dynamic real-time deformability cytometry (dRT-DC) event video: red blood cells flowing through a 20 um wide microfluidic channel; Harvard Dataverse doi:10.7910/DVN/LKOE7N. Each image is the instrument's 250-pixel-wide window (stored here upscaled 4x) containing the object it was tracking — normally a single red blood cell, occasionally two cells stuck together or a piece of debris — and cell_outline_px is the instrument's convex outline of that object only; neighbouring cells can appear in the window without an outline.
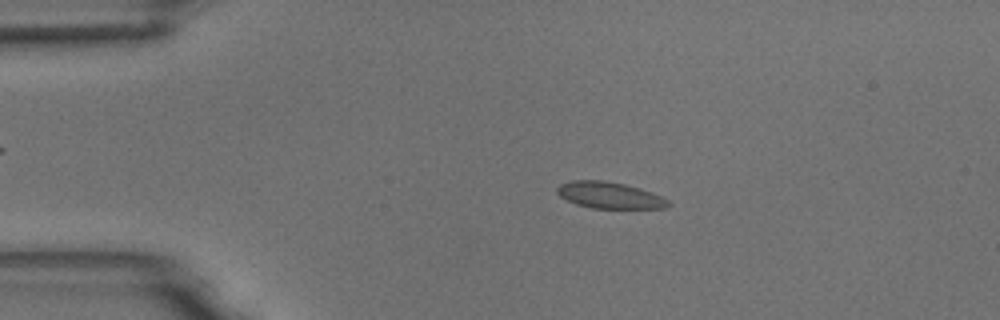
{"species": "common noctule bat (a hibernating species)", "species_latin": "Nyctalus noctula", "temperature_condition": "room temperature", "stored_images_in_passage": 6, "camera_frame_rate_fps": 3000, "um_per_image_px": 0.085, "animal": {"sex": "male", "body_mass_g": 18.8}, "frame": {"image": 1, "passage_image": 3, "time_ms": 2.333, "image_size_px": [1000, 320], "cell_outline_px": [[672, 204], [664, 208], [592, 208], [576, 204], [560, 196], [556, 192], [556, 188], [560, 184], [572, 180], [604, 180], [624, 184], [652, 192], [668, 200]], "centroid_in_image_um": [51.79, 16.59], "position_along_channel_um": 33.2, "area_um2": 17.05}}